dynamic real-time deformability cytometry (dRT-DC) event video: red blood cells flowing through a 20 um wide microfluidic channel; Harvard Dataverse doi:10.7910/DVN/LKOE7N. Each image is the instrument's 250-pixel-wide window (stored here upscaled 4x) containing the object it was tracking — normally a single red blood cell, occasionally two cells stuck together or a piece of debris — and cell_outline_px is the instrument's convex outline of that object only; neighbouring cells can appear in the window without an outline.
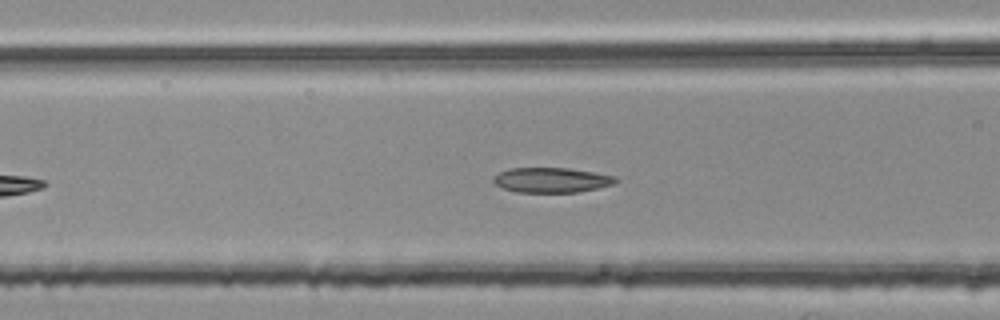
{"species": "common noctule bat (a hibernating species)", "species_latin": "Nyctalus noctula", "temperature_condition": "room temperature", "stored_images_in_passage": 28, "camera_frame_rate_fps": 3000, "um_per_image_px": 0.085, "animal": {"sex": "female", "body_mass_g": 25.1}, "frame": {"image": 1, "passage_image": 6, "time_ms": 1.667, "image_size_px": [1000, 320], "cell_outline_px": [[620, 180], [616, 184], [576, 192], [516, 192], [504, 188], [496, 184], [492, 180], [492, 176], [508, 168], [568, 168], [616, 176]], "centroid_in_image_um": [46.89, 15.3], "position_along_channel_um": 119.7, "area_um2": 17.8}}
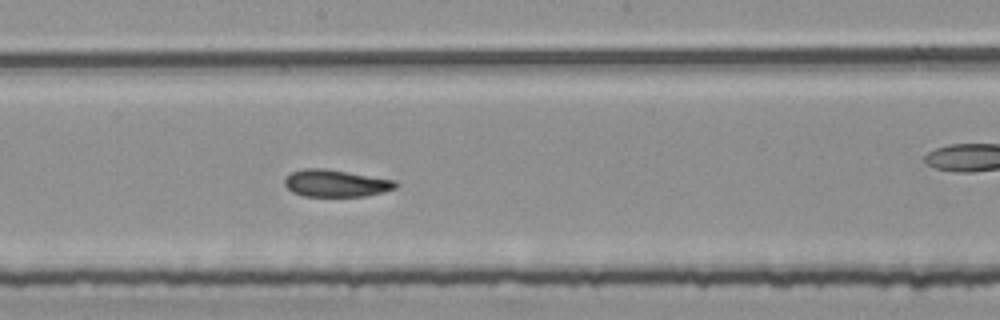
{"frame": {"image": 2, "passage_image": 14, "time_ms": 4.333, "image_size_px": [1000, 320], "cell_outline_px": [[400, 184], [396, 188], [384, 192], [364, 196], [304, 196], [292, 192], [284, 184], [284, 176], [292, 172], [304, 168], [324, 168], [396, 180]], "centroid_in_image_um": [28.55, 15.57], "position_along_channel_um": 219.6, "area_um2": 17.69}}
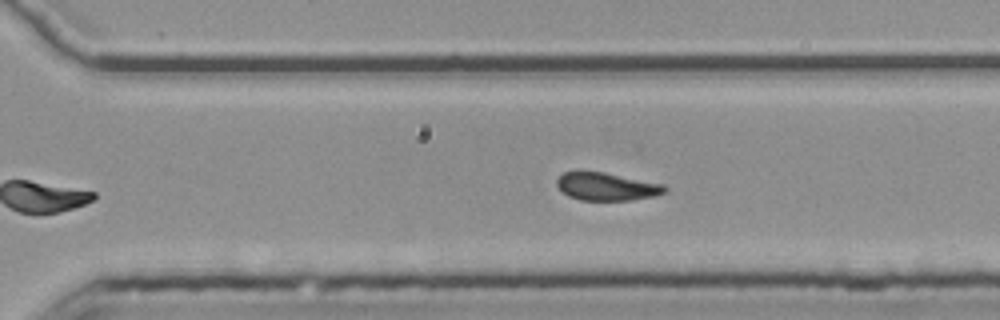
{"frame": {"image": 3, "passage_image": 22, "time_ms": 7.0, "image_size_px": [1000, 320], "cell_outline_px": [[668, 192], [652, 196], [632, 200], [580, 200], [568, 196], [556, 184], [556, 180], [564, 172], [604, 172], [664, 184], [668, 188]], "centroid_in_image_um": [51.6, 15.86], "position_along_channel_um": 319.0, "area_um2": 17.4}, "authors_computed_cell_mechanics": {"area_um2": 18.2359, "velocity_mm_per_s": 3.7478, "shape_relaxation_time_tau1_ms": 3.8873, "shape_relaxation_time_tau2_ms": 3.2229, "deformation_change_tau1": 0.1047, "deformation_change_tau2": 0.0831}}